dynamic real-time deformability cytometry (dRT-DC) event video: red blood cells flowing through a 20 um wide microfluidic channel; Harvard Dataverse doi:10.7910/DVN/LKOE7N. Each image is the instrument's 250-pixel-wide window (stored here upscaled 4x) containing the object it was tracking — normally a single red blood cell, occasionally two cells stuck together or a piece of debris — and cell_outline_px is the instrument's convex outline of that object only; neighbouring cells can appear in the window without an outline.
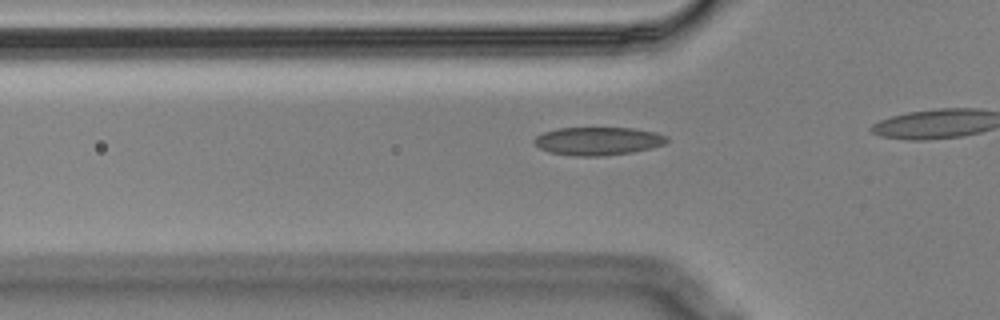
{"species": "Egyptian fruit bat (a non-hibernating species)", "species_latin": "Rousettus aegyptiacus", "temperature_condition": "cold", "stored_images_in_passage": 19, "camera_frame_rate_fps": 3000, "um_per_image_px": 0.085, "animal": {"sex": "male"}, "frame": {"image": 1, "passage_image": 14, "time_ms": 4.333, "image_size_px": [1000, 320], "cell_outline_px": [[668, 140], [664, 144], [652, 148], [632, 152], [604, 156], [576, 156], [548, 152], [540, 148], [532, 140], [536, 136], [544, 132], [560, 128], [632, 128], [656, 132], [668, 136]], "centroid_in_image_um": [50.84, 11.99], "position_along_channel_um": 75.0, "area_um2": 21.79}}